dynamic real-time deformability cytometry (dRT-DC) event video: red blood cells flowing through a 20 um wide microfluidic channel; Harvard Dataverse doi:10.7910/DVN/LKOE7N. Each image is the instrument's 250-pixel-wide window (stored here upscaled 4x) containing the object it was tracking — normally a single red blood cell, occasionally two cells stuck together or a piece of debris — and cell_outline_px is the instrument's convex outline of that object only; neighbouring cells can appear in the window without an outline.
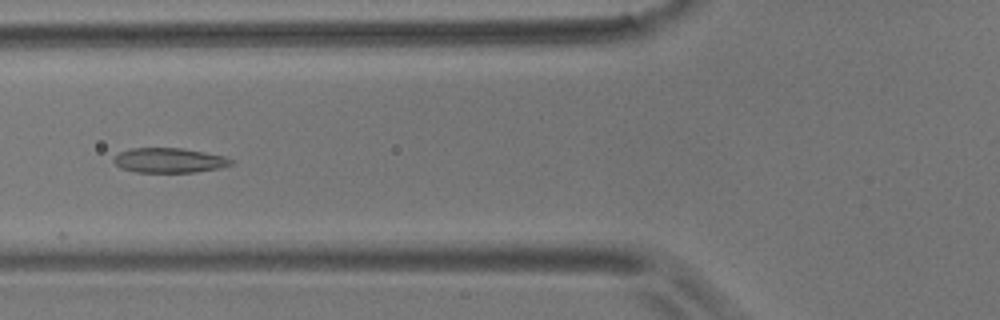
{"species": "common noctule bat (a hibernating species)", "species_latin": "Nyctalus noctula", "temperature_condition": "room temperature", "stored_images_in_passage": 10, "camera_frame_rate_fps": 3000, "um_per_image_px": 0.085, "animal": {"sex": "male", "body_mass_g": 17.9}, "frame": {"image": 1, "passage_image": 2, "time_ms": 1.0, "image_size_px": [1000, 320], "cell_outline_px": [[232, 164], [220, 168], [196, 172], [136, 172], [120, 168], [112, 160], [120, 152], [132, 148], [180, 148], [204, 152], [224, 156], [232, 160]], "centroid_in_image_um": [14.37, 13.63], "position_along_channel_um": 111.4, "area_um2": 16.82}}
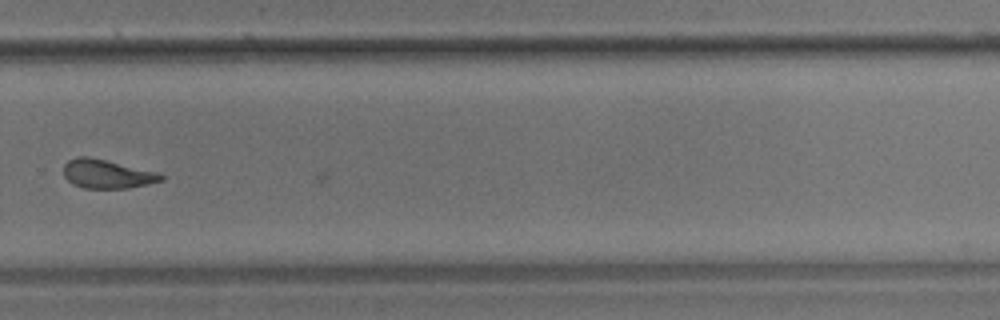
{"frame": {"image": 2, "passage_image": 7, "time_ms": 7.0, "image_size_px": [1000, 320], "cell_outline_px": [[164, 180], [148, 184], [128, 188], [84, 188], [72, 184], [64, 176], [64, 164], [68, 160], [76, 156], [88, 156], [156, 172], [164, 176]], "centroid_in_image_um": [9.06, 14.79], "position_along_channel_um": 320.7, "area_um2": 16.24}}
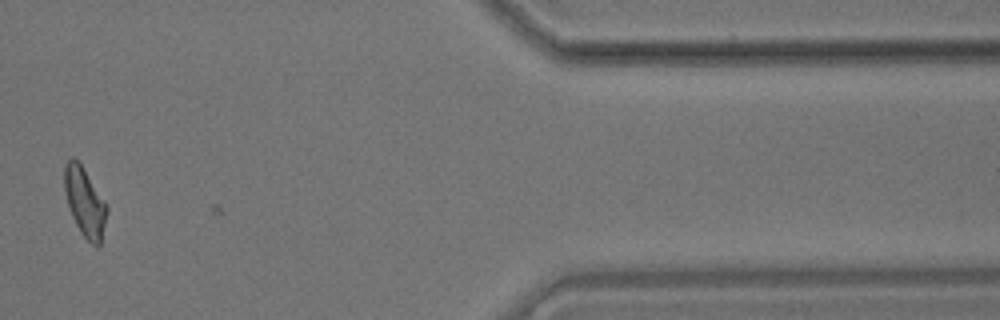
{"frame": {"image": 3, "passage_image": 9, "time_ms": 10.667, "image_size_px": [1000, 320], "cell_outline_px": [[108, 212], [100, 244], [96, 248], [80, 232], [72, 216], [68, 204], [64, 188], [64, 164], [72, 156], [80, 164], [104, 200], [108, 208]], "centroid_in_image_um": [7.21, 17.19], "position_along_channel_um": 404.2, "area_um2": 16.76}}